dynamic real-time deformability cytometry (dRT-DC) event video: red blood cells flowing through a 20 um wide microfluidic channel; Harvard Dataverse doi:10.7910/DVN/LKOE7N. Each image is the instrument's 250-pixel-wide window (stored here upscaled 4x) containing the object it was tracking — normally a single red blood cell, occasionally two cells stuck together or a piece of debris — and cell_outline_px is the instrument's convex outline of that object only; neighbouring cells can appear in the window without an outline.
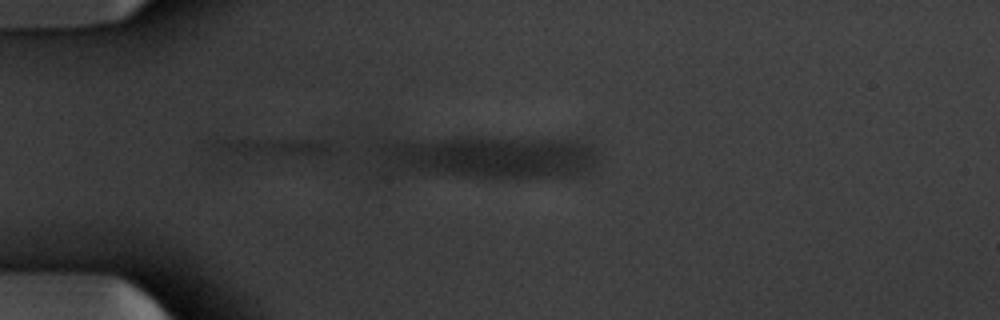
{"species": "common noctule bat (a hibernating species)", "species_latin": "Nyctalus noctula", "temperature_condition": "warm", "stored_images_in_passage": 15, "camera_frame_rate_fps": 3000, "um_per_image_px": 0.085, "animal": {"sex": "male", "body_mass_g": 20.1, "forearm_length_mm": 53.5}, "frame": {"image": 1, "passage_image": 13, "time_ms": 4.0, "image_size_px": [1000, 320], "cell_outline_px": [[340, 148], [336, 152], [324, 156], [316, 156], [232, 152], [208, 148], [208, 144], [216, 140], [324, 140]], "centroid_in_image_um": [23.52, 12.5], "position_along_channel_um": 61.5, "area_um2": 12.08}}